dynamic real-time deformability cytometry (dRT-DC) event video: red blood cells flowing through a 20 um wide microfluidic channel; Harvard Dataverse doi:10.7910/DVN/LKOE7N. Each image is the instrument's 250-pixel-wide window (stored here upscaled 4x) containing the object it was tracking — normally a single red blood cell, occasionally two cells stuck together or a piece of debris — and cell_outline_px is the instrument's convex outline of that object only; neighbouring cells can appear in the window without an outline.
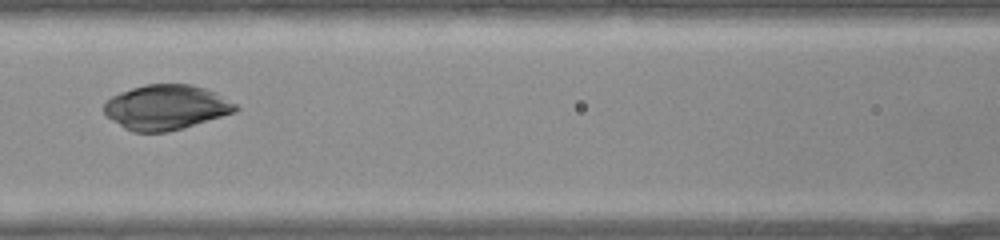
{"species": "common noctule bat (a hibernating species)", "species_latin": "Nyctalus noctula", "temperature_condition": "warm", "stored_images_in_passage": 38, "camera_frame_rate_fps": 3000, "um_per_image_px": 0.085, "animal": {"sex": "female", "body_mass_g": 22.0, "forearm_length_mm": 56.7}, "frame": {"image": 1, "passage_image": 16, "time_ms": 5.0, "image_size_px": [1000, 240], "cell_outline_px": [[240, 108], [236, 112], [180, 128], [164, 132], [132, 132], [124, 128], [112, 120], [104, 112], [104, 104], [112, 96], [120, 92], [144, 84], [192, 84], [216, 92], [236, 104]], "centroid_in_image_um": [14.12, 9.1], "position_along_channel_um": 152.5, "area_um2": 34.16}}
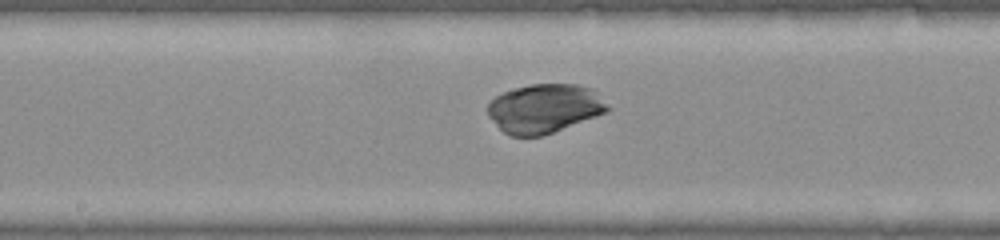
{"frame": {"image": 2, "passage_image": 19, "time_ms": 6.0, "image_size_px": [1000, 240], "cell_outline_px": [[612, 108], [608, 112], [552, 132], [540, 136], [508, 136], [488, 116], [488, 104], [496, 96], [504, 92], [516, 88], [532, 84], [576, 84], [592, 88]], "centroid_in_image_um": [46.3, 9.21], "position_along_channel_um": 201.9, "area_um2": 34.04}}